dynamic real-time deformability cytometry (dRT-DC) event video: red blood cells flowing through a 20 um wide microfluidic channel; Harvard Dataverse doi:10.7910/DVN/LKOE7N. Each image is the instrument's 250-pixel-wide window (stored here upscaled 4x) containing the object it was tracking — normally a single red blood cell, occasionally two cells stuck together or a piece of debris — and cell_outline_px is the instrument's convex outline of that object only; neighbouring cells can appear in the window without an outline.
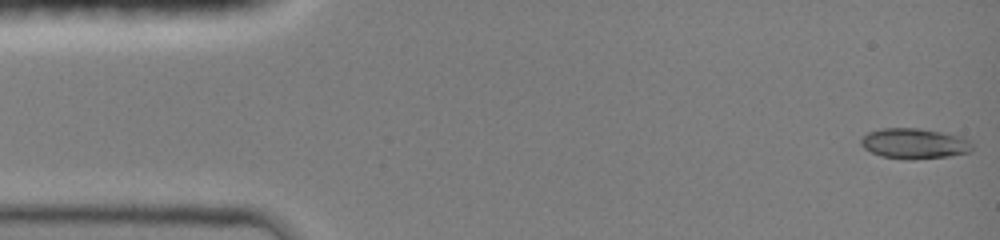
{"species": "common noctule bat (a hibernating species)", "species_latin": "Nyctalus noctula", "temperature_condition": "room temperature", "stored_images_in_passage": 28, "camera_frame_rate_fps": 3000, "um_per_image_px": 0.085, "animal": {"sex": "female", "body_mass_g": 19.0, "forearm_length_mm": 51.5}, "frame": {"image": 1, "passage_image": 1, "time_ms": 0.0, "image_size_px": [1000, 240], "cell_outline_px": [[972, 148], [968, 152], [948, 156], [884, 156], [872, 152], [864, 148], [860, 144], [860, 140], [868, 132], [880, 128], [920, 128], [944, 132], [964, 136], [972, 144]], "centroid_in_image_um": [77.73, 12.12], "position_along_channel_um": 7.3, "area_um2": 18.84}}
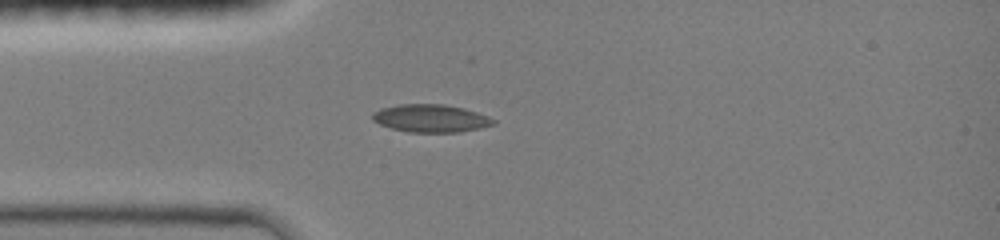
{"frame": {"image": 2, "passage_image": 22, "time_ms": 3.667, "image_size_px": [1000, 240], "cell_outline_px": [[496, 124], [480, 128], [460, 132], [408, 132], [392, 128], [380, 124], [372, 120], [372, 112], [380, 108], [400, 104], [444, 104], [464, 108], [488, 116], [496, 120]], "centroid_in_image_um": [36.62, 10.05], "position_along_channel_um": 48.4, "area_um2": 19.65}}